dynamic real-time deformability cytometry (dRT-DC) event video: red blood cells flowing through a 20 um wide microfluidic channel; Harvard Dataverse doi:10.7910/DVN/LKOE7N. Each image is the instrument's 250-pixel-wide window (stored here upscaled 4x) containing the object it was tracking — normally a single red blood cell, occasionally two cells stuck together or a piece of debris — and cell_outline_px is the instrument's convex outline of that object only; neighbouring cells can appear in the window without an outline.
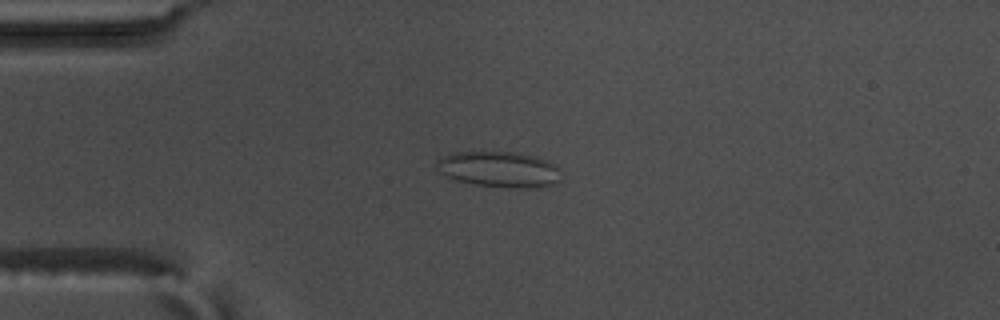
{"species": "common noctule bat (a hibernating species)", "species_latin": "Nyctalus noctula", "temperature_condition": "warm", "stored_images_in_passage": 57, "camera_frame_rate_fps": 3000, "um_per_image_px": 0.085, "animal": {"sex": "male", "body_mass_g": 17.5, "forearm_length_mm": 52.3}, "frame": {"image": 1, "passage_image": 15, "time_ms": 4.667, "image_size_px": [1000, 320], "cell_outline_px": [[560, 180], [552, 184], [536, 188], [516, 188], [476, 184], [456, 180], [440, 172], [436, 164], [444, 156], [452, 152], [516, 152], [536, 156], [556, 164], [560, 168]], "centroid_in_image_um": [42.49, 14.39], "position_along_channel_um": 42.5, "area_um2": 25.84}}
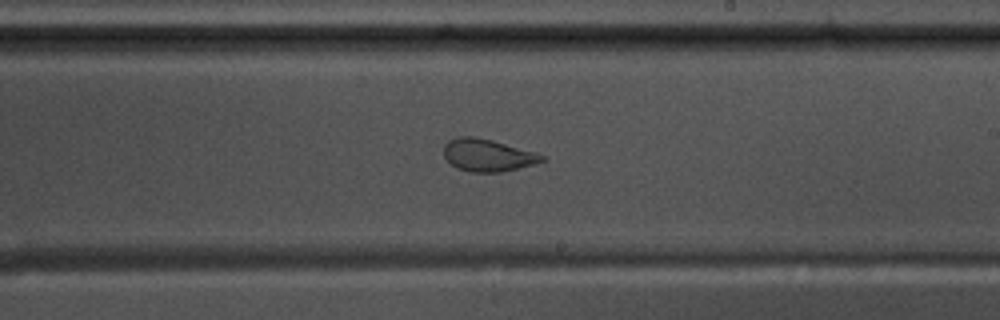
{"frame": {"image": 2, "passage_image": 34, "time_ms": 11.0, "image_size_px": [1000, 320], "cell_outline_px": [[544, 160], [532, 164], [500, 172], [468, 172], [456, 168], [444, 156], [444, 144], [448, 140], [456, 136], [472, 136], [492, 140], [536, 152], [544, 156]], "centroid_in_image_um": [41.4, 13.18], "position_along_channel_um": 247.6, "area_um2": 18.38}}
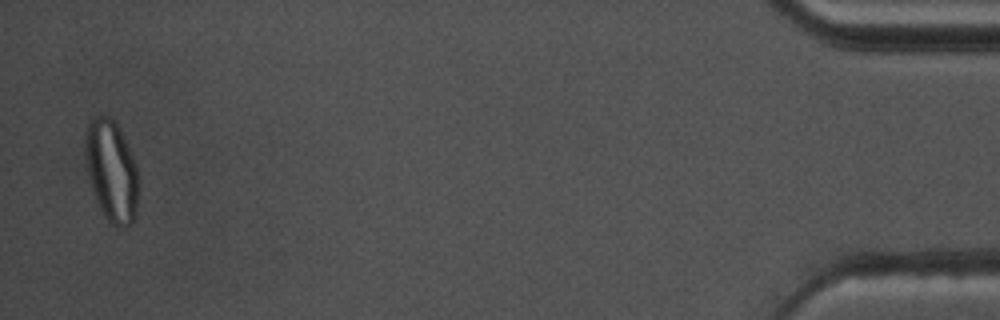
{"frame": {"image": 3, "passage_image": 56, "time_ms": 18.333, "image_size_px": [1000, 320], "cell_outline_px": [[136, 212], [132, 220], [124, 228], [116, 228], [104, 216], [96, 200], [88, 172], [84, 148], [84, 140], [88, 124], [92, 116], [108, 116], [120, 128], [132, 156], [136, 168]], "centroid_in_image_um": [9.44, 14.5], "position_along_channel_um": 425.8, "area_um2": 30.75}}